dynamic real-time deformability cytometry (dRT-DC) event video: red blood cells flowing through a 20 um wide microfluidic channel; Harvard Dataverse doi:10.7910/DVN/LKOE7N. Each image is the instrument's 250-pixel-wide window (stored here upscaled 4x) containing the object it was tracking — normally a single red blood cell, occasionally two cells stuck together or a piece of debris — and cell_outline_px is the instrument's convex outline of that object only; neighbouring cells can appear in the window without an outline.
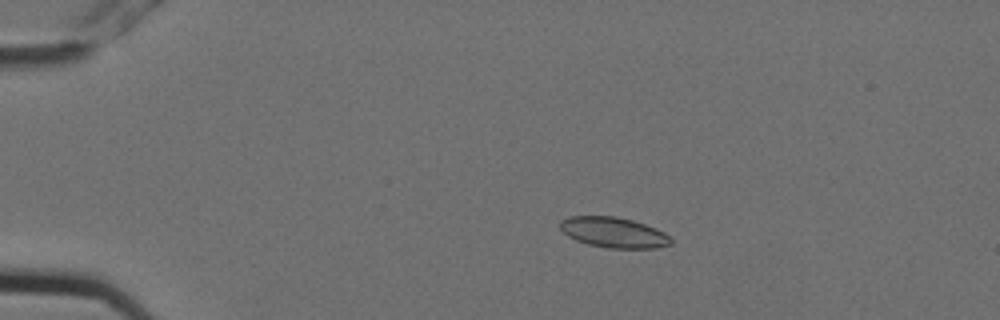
{"species": "Egyptian fruit bat (a non-hibernating species)", "species_latin": "Rousettus aegyptiacus", "temperature_condition": "cold", "stored_images_in_passage": 6, "camera_frame_rate_fps": 3000, "um_per_image_px": 0.085, "animal": {"sex": "female"}, "frame": {"image": 1, "passage_image": 4, "time_ms": 1.0, "image_size_px": [1000, 320], "cell_outline_px": [[672, 244], [656, 248], [608, 248], [588, 244], [576, 240], [568, 236], [560, 228], [560, 220], [572, 216], [616, 216], [632, 220], [656, 228], [664, 232], [672, 240]], "centroid_in_image_um": [52.17, 19.76], "position_along_channel_um": 32.8, "area_um2": 19.59}}
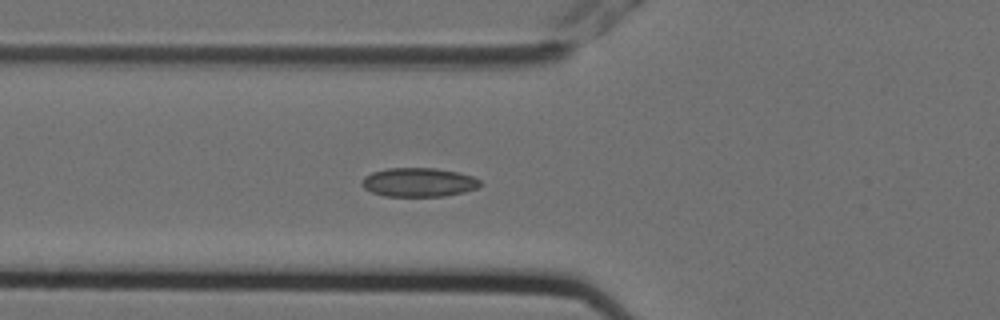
{"frame": {"image": 2, "passage_image": 6, "time_ms": 1.667, "image_size_px": [1000, 320], "cell_outline_px": [[480, 184], [476, 188], [464, 192], [444, 196], [384, 196], [372, 192], [364, 188], [360, 184], [364, 176], [372, 172], [388, 168], [436, 168], [456, 172], [472, 176], [480, 180]], "centroid_in_image_um": [35.55, 15.49], "position_along_channel_um": 90.3, "area_um2": 19.88}}